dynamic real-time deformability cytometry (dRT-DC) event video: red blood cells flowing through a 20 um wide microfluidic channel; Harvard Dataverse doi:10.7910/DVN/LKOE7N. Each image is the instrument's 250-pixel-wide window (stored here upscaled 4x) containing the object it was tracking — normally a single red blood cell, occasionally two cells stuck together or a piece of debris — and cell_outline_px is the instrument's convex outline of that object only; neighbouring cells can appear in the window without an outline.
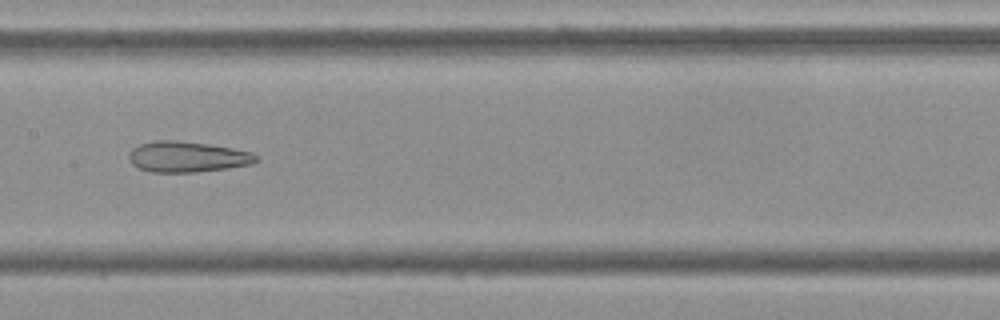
{"species": "Egyptian fruit bat (a non-hibernating species)", "species_latin": "Rousettus aegyptiacus", "temperature_condition": "cold", "stored_images_in_passage": 37, "camera_frame_rate_fps": 3000, "um_per_image_px": 0.085, "frame": {"image": 1, "passage_image": 11, "time_ms": 3.333, "image_size_px": [1000, 320], "cell_outline_px": [[260, 160], [252, 164], [228, 168], [196, 172], [152, 172], [136, 168], [128, 160], [128, 152], [132, 148], [140, 144], [156, 140], [176, 140], [208, 144], [232, 148], [252, 152], [260, 156]], "centroid_in_image_um": [15.92, 13.33], "position_along_channel_um": 191.5, "area_um2": 23.12}}
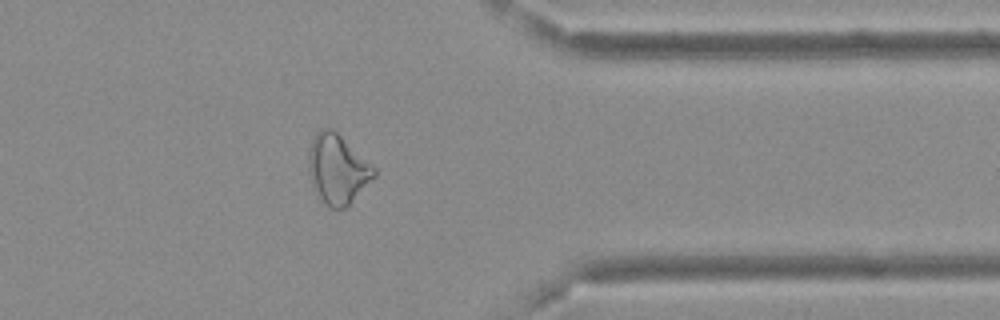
{"frame": {"image": 2, "passage_image": 27, "time_ms": 8.667, "image_size_px": [1000, 320], "cell_outline_px": [[376, 176], [344, 208], [328, 208], [324, 204], [312, 184], [308, 176], [308, 152], [312, 140], [316, 132], [320, 128], [332, 128], [376, 168]], "centroid_in_image_um": [28.66, 14.36], "position_along_channel_um": 382.7, "area_um2": 26.36}}
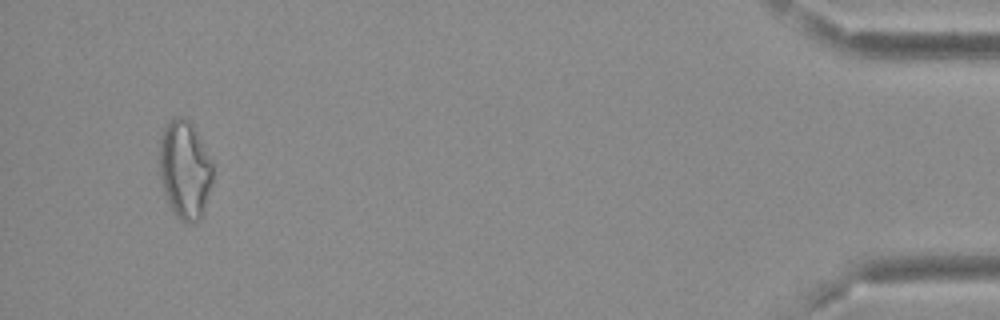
{"frame": {"image": 3, "passage_image": 35, "time_ms": 11.333, "image_size_px": [1000, 320], "cell_outline_px": [[216, 164], [212, 180], [200, 220], [192, 224], [188, 224], [180, 220], [172, 212], [168, 204], [160, 176], [160, 140], [164, 128], [176, 116], [184, 116], [192, 124]], "centroid_in_image_um": [15.74, 14.43], "position_along_channel_um": 419.5, "area_um2": 30.87}, "authors_computed_cell_mechanics": {"area_um2": 24.6806, "velocity_mm_per_s": 3.8118, "shape_relaxation_time_tau1_ms": null, "shape_relaxation_time_tau2_ms": 4.0174, "deformation_change_tau1": null, "deformation_change_tau2": 0.1509}}